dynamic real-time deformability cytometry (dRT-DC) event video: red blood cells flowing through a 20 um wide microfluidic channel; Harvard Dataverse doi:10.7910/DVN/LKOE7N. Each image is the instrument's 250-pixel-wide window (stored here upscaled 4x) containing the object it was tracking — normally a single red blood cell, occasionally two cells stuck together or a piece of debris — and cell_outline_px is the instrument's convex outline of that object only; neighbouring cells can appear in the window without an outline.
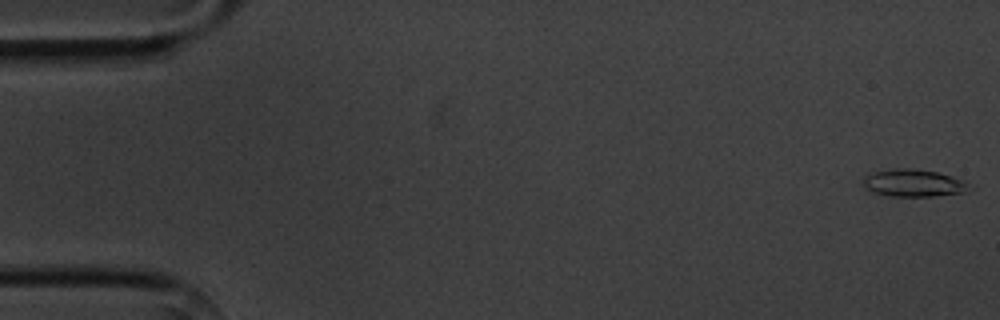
{"species": "common noctule bat (a hibernating species)", "species_latin": "Nyctalus noctula", "temperature_condition": "cold", "stored_images_in_passage": 6, "camera_frame_rate_fps": 3000, "um_per_image_px": 0.085, "animal": {"sex": "male", "body_mass_g": 20.1, "forearm_length_mm": 53.5}, "frame": {"image": 1, "passage_image": 1, "time_ms": 0.0, "image_size_px": [1000, 320], "cell_outline_px": [[968, 192], [932, 196], [892, 196], [876, 192], [868, 188], [864, 184], [864, 176], [876, 172], [896, 168], [908, 168], [936, 172], [964, 180], [968, 184]], "centroid_in_image_um": [77.69, 15.56], "position_along_channel_um": 7.3, "area_um2": 16.42}}